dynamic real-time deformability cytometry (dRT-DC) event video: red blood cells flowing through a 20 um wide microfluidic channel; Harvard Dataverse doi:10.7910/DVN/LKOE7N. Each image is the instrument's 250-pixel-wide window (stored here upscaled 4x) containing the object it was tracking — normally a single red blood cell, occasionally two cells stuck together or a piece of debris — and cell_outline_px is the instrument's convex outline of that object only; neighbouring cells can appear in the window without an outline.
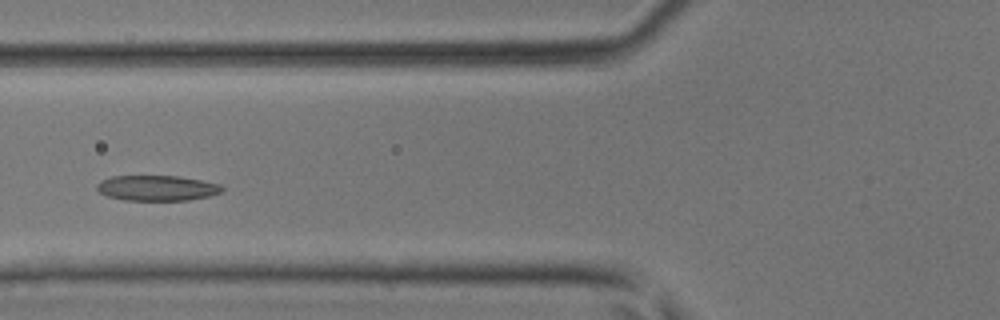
{"species": "common noctule bat (a hibernating species)", "species_latin": "Nyctalus noctula", "temperature_condition": "room temperature", "stored_images_in_passage": 40, "camera_frame_rate_fps": 3000, "um_per_image_px": 0.085, "animal": {"sex": "male", "body_mass_g": 17.9, "forearm_length_mm": 54.2}, "frame": {"image": 1, "passage_image": 13, "time_ms": 4.0, "image_size_px": [1000, 320], "cell_outline_px": [[224, 188], [220, 192], [208, 196], [188, 200], [124, 200], [108, 196], [100, 192], [96, 188], [96, 184], [100, 180], [112, 176], [176, 176], [200, 180], [220, 184]], "centroid_in_image_um": [13.31, 15.98], "position_along_channel_um": 112.5, "area_um2": 18.38}}
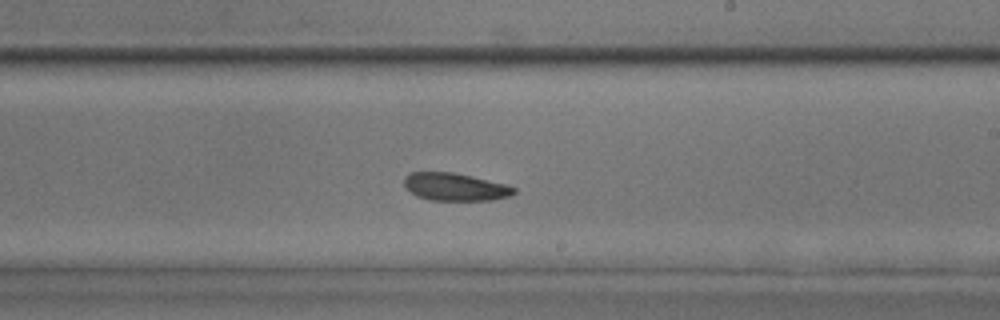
{"frame": {"image": 2, "passage_image": 22, "time_ms": 7.0, "image_size_px": [1000, 320], "cell_outline_px": [[516, 192], [512, 196], [492, 200], [428, 200], [416, 196], [404, 184], [404, 176], [412, 172], [452, 172], [472, 176], [504, 184], [516, 188]], "centroid_in_image_um": [38.69, 15.89], "position_along_channel_um": 250.3, "area_um2": 17.69}}
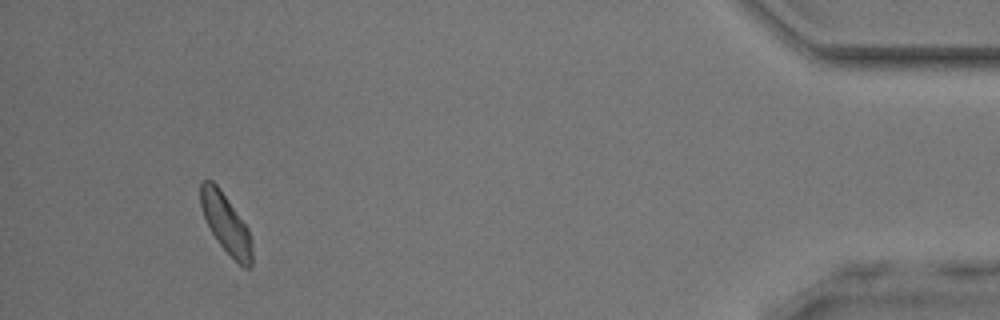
{"frame": {"image": 3, "passage_image": 37, "time_ms": 12.0, "image_size_px": [1000, 320], "cell_outline_px": [[252, 264], [248, 268], [244, 268], [216, 240], [204, 216], [200, 204], [200, 184], [204, 180], [212, 180], [216, 184], [248, 228], [252, 248]], "centroid_in_image_um": [19.19, 18.99], "position_along_channel_um": 416.0, "area_um2": 17.22}}